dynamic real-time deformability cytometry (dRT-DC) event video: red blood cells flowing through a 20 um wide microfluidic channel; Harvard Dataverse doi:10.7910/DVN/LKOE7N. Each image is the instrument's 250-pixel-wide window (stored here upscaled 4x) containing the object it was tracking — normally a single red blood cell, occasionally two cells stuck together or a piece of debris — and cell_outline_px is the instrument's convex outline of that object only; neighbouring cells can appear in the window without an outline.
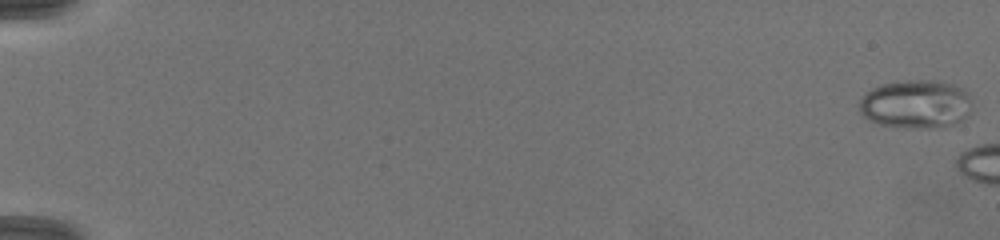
{"species": "common noctule bat (a hibernating species)", "species_latin": "Nyctalus noctula", "temperature_condition": "warm", "stored_images_in_passage": 6, "camera_frame_rate_fps": 3000, "um_per_image_px": 0.085, "animal": {"sex": "female", "body_mass_g": 19.5, "forearm_length_mm": 54.1}, "frame": {"image": 1, "passage_image": 1, "time_ms": 0.0, "image_size_px": [1000, 240], "cell_outline_px": [[972, 112], [968, 116], [956, 124], [944, 128], [924, 128], [880, 124], [864, 116], [860, 112], [860, 100], [872, 88], [884, 84], [908, 80], [940, 80], [964, 88], [968, 92], [972, 104]], "centroid_in_image_um": [77.96, 8.85], "position_along_channel_um": 7.0, "area_um2": 32.02}}